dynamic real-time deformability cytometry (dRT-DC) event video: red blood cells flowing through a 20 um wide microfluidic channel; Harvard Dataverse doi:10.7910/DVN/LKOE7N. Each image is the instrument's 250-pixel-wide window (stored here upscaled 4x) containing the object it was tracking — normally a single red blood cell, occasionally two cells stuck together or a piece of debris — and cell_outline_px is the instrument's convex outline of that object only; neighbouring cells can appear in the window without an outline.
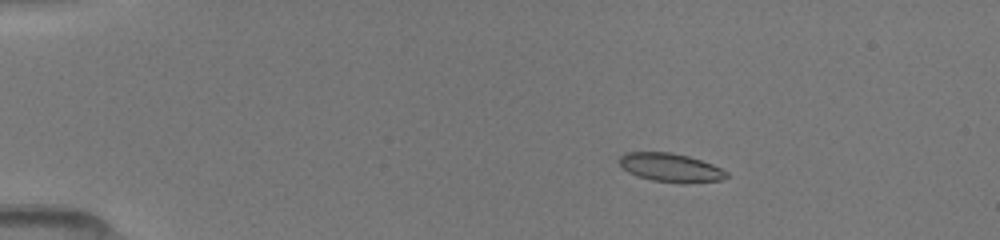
{"species": "common noctule bat (a hibernating species)", "species_latin": "Nyctalus noctula", "temperature_condition": "room temperature", "stored_images_in_passage": 7, "camera_frame_rate_fps": 3000, "um_per_image_px": 0.085, "animal": {"sex": "female", "body_mass_g": 19.5, "forearm_length_mm": 54.1}, "frame": {"image": 1, "passage_image": 4, "time_ms": 3.0, "image_size_px": [1000, 240], "cell_outline_px": [[728, 176], [720, 180], [684, 184], [652, 180], [628, 172], [616, 160], [624, 152], [672, 152], [688, 156], [712, 164], [728, 172]], "centroid_in_image_um": [56.99, 14.24], "position_along_channel_um": 28.0, "area_um2": 17.92}}
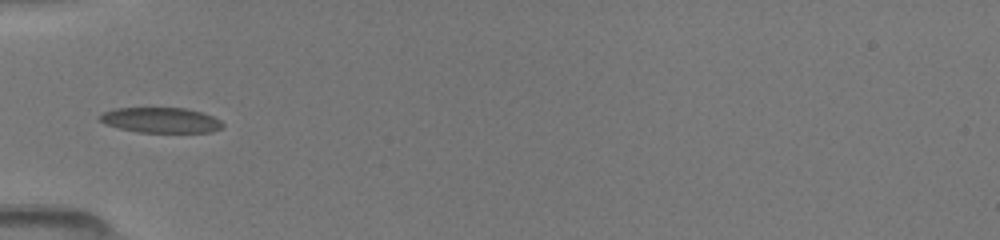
{"frame": {"image": 2, "passage_image": 7, "time_ms": 6.0, "image_size_px": [1000, 240], "cell_outline_px": [[224, 128], [212, 132], [136, 132], [104, 124], [96, 116], [112, 108], [188, 108], [212, 116], [220, 120], [224, 124]], "centroid_in_image_um": [13.66, 10.21], "position_along_channel_um": 71.3, "area_um2": 18.26}}